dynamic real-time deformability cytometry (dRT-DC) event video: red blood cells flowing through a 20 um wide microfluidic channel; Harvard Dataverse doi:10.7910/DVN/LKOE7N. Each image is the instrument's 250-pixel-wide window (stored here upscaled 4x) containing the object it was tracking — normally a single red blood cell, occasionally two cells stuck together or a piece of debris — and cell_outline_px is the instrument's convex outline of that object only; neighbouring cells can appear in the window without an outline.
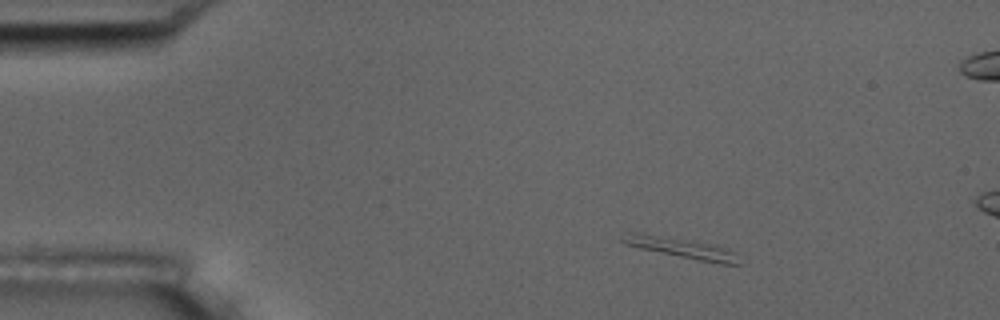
{"species": "common noctule bat (a hibernating species)", "species_latin": "Nyctalus noctula", "temperature_condition": "room temperature", "stored_images_in_passage": 3, "camera_frame_rate_fps": 3000, "um_per_image_px": 0.085, "animal": {"sex": "male", "body_mass_g": 17.5, "forearm_length_mm": 52.3}, "frame": {"image": 1, "passage_image": 1, "time_ms": 0.0, "image_size_px": [1000, 320], "cell_outline_px": [[740, 264], [720, 264], [640, 248], [624, 244], [616, 240], [628, 232], [640, 232], [716, 244], [728, 248], [732, 252]], "centroid_in_image_um": [57.83, 21.03], "position_along_channel_um": 27.2, "area_um2": 13.81}}